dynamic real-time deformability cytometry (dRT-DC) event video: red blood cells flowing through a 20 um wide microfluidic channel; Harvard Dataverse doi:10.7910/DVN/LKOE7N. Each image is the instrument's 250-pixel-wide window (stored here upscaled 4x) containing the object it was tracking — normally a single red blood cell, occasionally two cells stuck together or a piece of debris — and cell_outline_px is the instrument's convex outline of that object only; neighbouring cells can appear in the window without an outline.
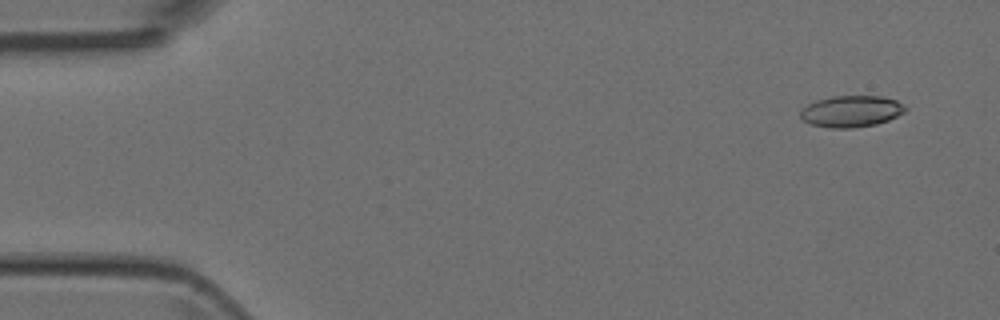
{"species": "Egyptian fruit bat (a non-hibernating species)", "species_latin": "Rousettus aegyptiacus", "temperature_condition": "room temperature", "stored_images_in_passage": 4, "camera_frame_rate_fps": 3000, "um_per_image_px": 0.085, "animal": {"sex": "female"}, "frame": {"image": 1, "passage_image": 1, "time_ms": 0.0, "image_size_px": [1000, 320], "cell_outline_px": [[908, 108], [904, 112], [888, 120], [876, 124], [852, 128], [832, 128], [812, 124], [804, 120], [800, 116], [800, 108], [816, 100], [832, 96], [880, 96], [896, 100]], "centroid_in_image_um": [72.34, 9.45], "position_along_channel_um": 12.7, "area_um2": 19.19}}
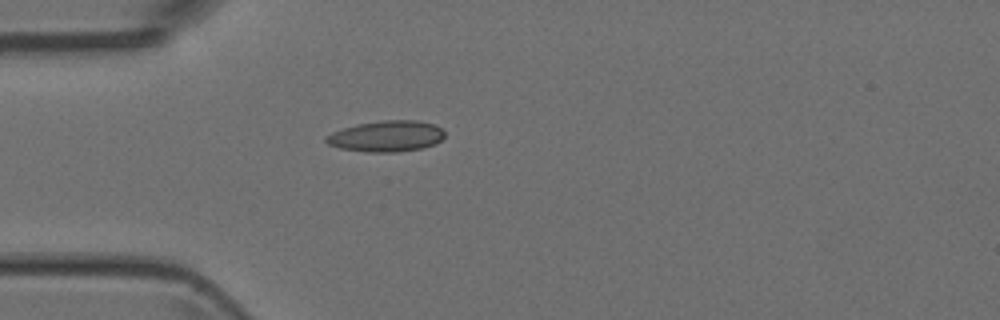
{"frame": {"image": 2, "passage_image": 4, "time_ms": 3.667, "image_size_px": [1000, 320], "cell_outline_px": [[444, 136], [436, 144], [424, 148], [396, 152], [364, 152], [340, 148], [328, 144], [324, 140], [324, 136], [332, 132], [356, 124], [380, 120], [420, 120], [436, 124], [444, 132]], "centroid_in_image_um": [32.85, 11.57], "position_along_channel_um": 52.2, "area_um2": 21.73}}